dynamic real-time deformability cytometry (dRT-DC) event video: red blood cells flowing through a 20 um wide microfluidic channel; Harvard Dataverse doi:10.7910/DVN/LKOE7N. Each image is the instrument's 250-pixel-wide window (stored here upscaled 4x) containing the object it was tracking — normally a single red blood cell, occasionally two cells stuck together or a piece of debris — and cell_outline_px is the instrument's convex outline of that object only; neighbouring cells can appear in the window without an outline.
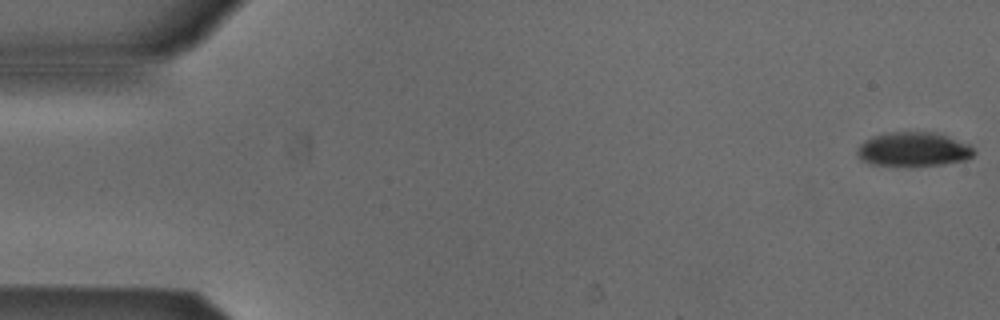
{"species": "Egyptian fruit bat (a non-hibernating species)", "species_latin": "Rousettus aegyptiacus", "temperature_condition": "cold", "stored_images_in_passage": 53, "camera_frame_rate_fps": 3000, "um_per_image_px": 0.085, "animal": {"sex": "male"}, "frame": {"image": 1, "passage_image": 1, "time_ms": 0.0, "image_size_px": [1000, 320], "cell_outline_px": [[976, 152], [972, 156], [964, 160], [944, 164], [872, 164], [860, 160], [856, 156], [856, 148], [864, 140], [872, 136], [884, 132], [932, 132], [968, 144]], "centroid_in_image_um": [77.56, 12.67], "position_along_channel_um": 7.4, "area_um2": 22.77}}
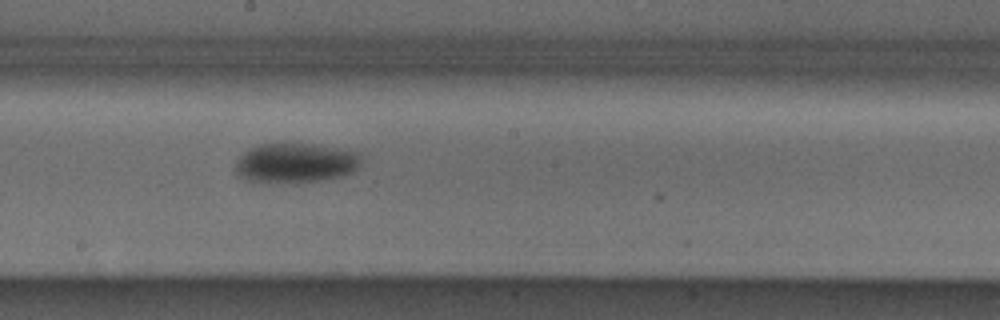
{"frame": {"image": 2, "passage_image": 29, "time_ms": 9.333, "image_size_px": [1000, 320], "cell_outline_px": [[360, 164], [352, 172], [340, 176], [320, 180], [296, 184], [264, 184], [244, 180], [236, 176], [236, 160], [244, 152], [260, 144], [320, 144], [356, 152], [360, 156]], "centroid_in_image_um": [25.05, 13.89], "position_along_channel_um": 223.1, "area_um2": 29.71}}
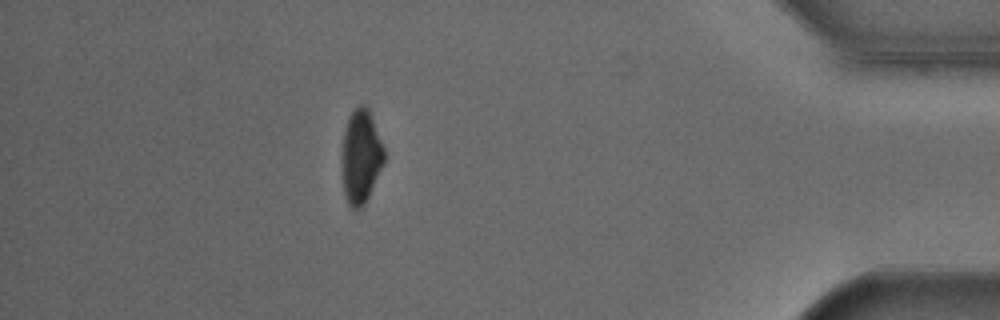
{"frame": {"image": 3, "passage_image": 47, "time_ms": 15.333, "image_size_px": [1000, 320], "cell_outline_px": [[384, 164], [364, 204], [356, 212], [348, 204], [344, 192], [340, 160], [344, 128], [348, 116], [360, 104], [364, 104], [368, 108], [372, 116], [384, 148]], "centroid_in_image_um": [30.65, 13.3], "position_along_channel_um": 404.6, "area_um2": 23.47}, "authors_computed_cell_mechanics": {"area_um2": 26.2412, "velocity_mm_per_s": 3.8667, "shape_relaxation_time_tau1_ms": 5.1596, "shape_relaxation_time_tau2_ms": null, "deformation_change_tau1": 0.1266, "deformation_change_tau2": null}}